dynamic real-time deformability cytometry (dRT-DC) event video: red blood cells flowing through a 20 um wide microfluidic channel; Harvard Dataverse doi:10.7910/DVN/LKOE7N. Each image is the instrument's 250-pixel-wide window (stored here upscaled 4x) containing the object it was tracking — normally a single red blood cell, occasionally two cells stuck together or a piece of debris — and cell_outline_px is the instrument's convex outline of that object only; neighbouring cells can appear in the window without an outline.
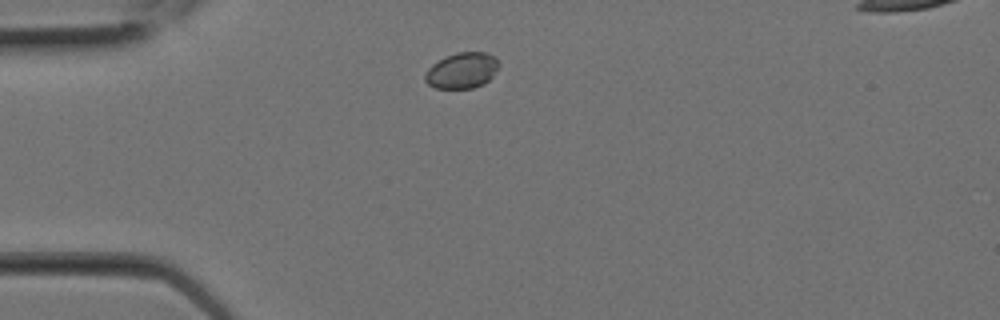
{"species": "Egyptian fruit bat (a non-hibernating species)", "species_latin": "Rousettus aegyptiacus", "temperature_condition": "room temperature", "stored_images_in_passage": 2, "segment_of_instrument_passage": [1, 2], "camera_frame_rate_fps": 3000, "um_per_image_px": 0.085, "animal": {"sex": "female"}, "frame": {"image": 1, "passage_image": 1, "time_ms": 0.0, "image_size_px": [1000, 320], "cell_outline_px": [[500, 64], [496, 72], [484, 84], [472, 88], [436, 88], [428, 84], [424, 80], [424, 76], [428, 68], [432, 64], [444, 56], [456, 52], [488, 52]], "centroid_in_image_um": [39.25, 5.98], "position_along_channel_um": 45.7, "area_um2": 15.49}}